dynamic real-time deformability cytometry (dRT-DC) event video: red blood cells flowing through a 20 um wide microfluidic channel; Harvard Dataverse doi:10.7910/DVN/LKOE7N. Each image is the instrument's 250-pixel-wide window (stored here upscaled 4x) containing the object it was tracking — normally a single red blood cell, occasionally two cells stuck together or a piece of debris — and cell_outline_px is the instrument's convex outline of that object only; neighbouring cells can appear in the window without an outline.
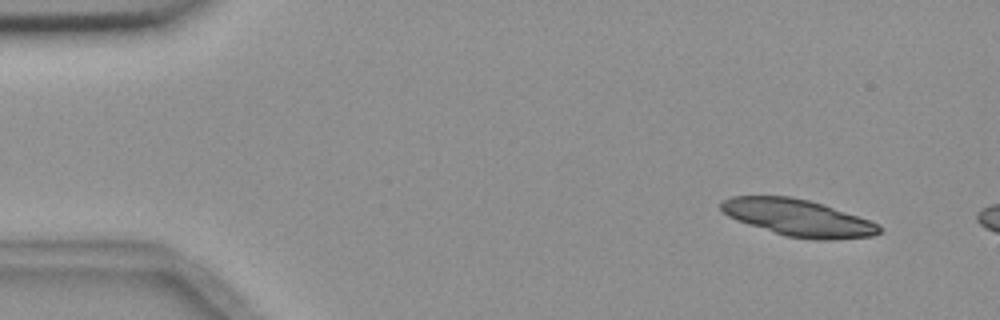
{"species": "common noctule bat (a hibernating species)", "species_latin": "Nyctalus noctula", "temperature_condition": "room temperature", "stored_images_in_passage": 3, "camera_frame_rate_fps": 3000, "um_per_image_px": 0.085, "animal": {"sex": "female", "body_mass_g": 18.4}, "frame": {"image": 1, "passage_image": 1, "time_ms": 0.0, "image_size_px": [1000, 320], "cell_outline_px": [[880, 232], [872, 236], [832, 240], [812, 240], [784, 236], [736, 220], [728, 216], [720, 208], [720, 204], [724, 200], [732, 196], [788, 196], [808, 200], [868, 220], [876, 224], [880, 228]], "centroid_in_image_um": [67.78, 18.53], "position_along_channel_um": 17.2, "area_um2": 33.47}}